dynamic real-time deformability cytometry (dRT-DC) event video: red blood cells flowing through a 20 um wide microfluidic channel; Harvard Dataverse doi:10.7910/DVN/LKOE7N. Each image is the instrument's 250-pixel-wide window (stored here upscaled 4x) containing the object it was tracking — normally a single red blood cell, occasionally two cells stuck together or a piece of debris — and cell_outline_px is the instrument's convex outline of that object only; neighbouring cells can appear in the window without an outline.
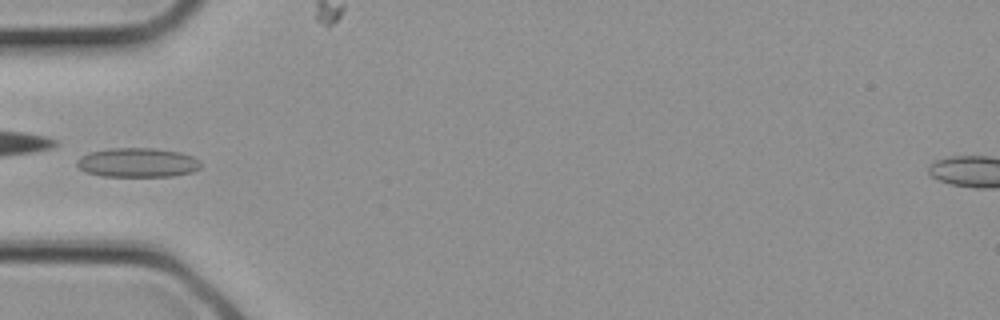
{"species": "common noctule bat (a hibernating species)", "species_latin": "Nyctalus noctula", "temperature_condition": "cold", "stored_images_in_passage": 2, "camera_frame_rate_fps": 3000, "um_per_image_px": 0.085, "animal": {"sex": "female", "body_mass_g": 21.9}, "frame": {"image": 1, "passage_image": 2, "time_ms": 0.333, "image_size_px": [1000, 320], "cell_outline_px": [[200, 168], [192, 172], [172, 176], [100, 176], [88, 172], [80, 168], [76, 164], [76, 160], [80, 156], [88, 152], [108, 148], [152, 148], [180, 152], [192, 156], [200, 160]], "centroid_in_image_um": [11.68, 13.81], "position_along_channel_um": 73.3, "area_um2": 21.21}}